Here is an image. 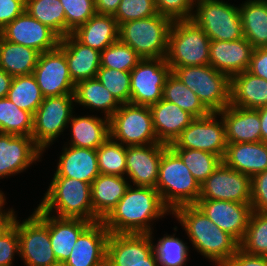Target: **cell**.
<instances>
[{
  "label": "cell",
  "mask_w": 267,
  "mask_h": 266,
  "mask_svg": "<svg viewBox=\"0 0 267 266\" xmlns=\"http://www.w3.org/2000/svg\"><path fill=\"white\" fill-rule=\"evenodd\" d=\"M172 213L163 203L156 188L130 184L124 196L102 220L110 233L150 234L154 220Z\"/></svg>",
  "instance_id": "1"
},
{
  "label": "cell",
  "mask_w": 267,
  "mask_h": 266,
  "mask_svg": "<svg viewBox=\"0 0 267 266\" xmlns=\"http://www.w3.org/2000/svg\"><path fill=\"white\" fill-rule=\"evenodd\" d=\"M184 228L192 246L211 262L227 264L239 242L215 225L196 205H184L172 213Z\"/></svg>",
  "instance_id": "2"
},
{
  "label": "cell",
  "mask_w": 267,
  "mask_h": 266,
  "mask_svg": "<svg viewBox=\"0 0 267 266\" xmlns=\"http://www.w3.org/2000/svg\"><path fill=\"white\" fill-rule=\"evenodd\" d=\"M38 207L49 215L56 212L52 216L58 218L101 221L93 213L91 184L73 178L53 176Z\"/></svg>",
  "instance_id": "3"
},
{
  "label": "cell",
  "mask_w": 267,
  "mask_h": 266,
  "mask_svg": "<svg viewBox=\"0 0 267 266\" xmlns=\"http://www.w3.org/2000/svg\"><path fill=\"white\" fill-rule=\"evenodd\" d=\"M156 189L171 212L184 205H195L200 196L199 183L169 146L163 150Z\"/></svg>",
  "instance_id": "4"
},
{
  "label": "cell",
  "mask_w": 267,
  "mask_h": 266,
  "mask_svg": "<svg viewBox=\"0 0 267 266\" xmlns=\"http://www.w3.org/2000/svg\"><path fill=\"white\" fill-rule=\"evenodd\" d=\"M172 23L170 18L159 13L124 22L119 25V40L130 46L142 59L166 58Z\"/></svg>",
  "instance_id": "5"
},
{
  "label": "cell",
  "mask_w": 267,
  "mask_h": 266,
  "mask_svg": "<svg viewBox=\"0 0 267 266\" xmlns=\"http://www.w3.org/2000/svg\"><path fill=\"white\" fill-rule=\"evenodd\" d=\"M210 39L191 19L173 21L168 40L166 62L172 69L209 65Z\"/></svg>",
  "instance_id": "6"
},
{
  "label": "cell",
  "mask_w": 267,
  "mask_h": 266,
  "mask_svg": "<svg viewBox=\"0 0 267 266\" xmlns=\"http://www.w3.org/2000/svg\"><path fill=\"white\" fill-rule=\"evenodd\" d=\"M171 71L210 112H219L230 105L231 79L210 64L175 67Z\"/></svg>",
  "instance_id": "7"
},
{
  "label": "cell",
  "mask_w": 267,
  "mask_h": 266,
  "mask_svg": "<svg viewBox=\"0 0 267 266\" xmlns=\"http://www.w3.org/2000/svg\"><path fill=\"white\" fill-rule=\"evenodd\" d=\"M34 210L22 222L17 220L16 215L12 221L19 236V257L26 266H52L58 261L51 248L49 214L38 206Z\"/></svg>",
  "instance_id": "8"
},
{
  "label": "cell",
  "mask_w": 267,
  "mask_h": 266,
  "mask_svg": "<svg viewBox=\"0 0 267 266\" xmlns=\"http://www.w3.org/2000/svg\"><path fill=\"white\" fill-rule=\"evenodd\" d=\"M194 21L211 41H233L244 38L239 6L223 0H194Z\"/></svg>",
  "instance_id": "9"
},
{
  "label": "cell",
  "mask_w": 267,
  "mask_h": 266,
  "mask_svg": "<svg viewBox=\"0 0 267 266\" xmlns=\"http://www.w3.org/2000/svg\"><path fill=\"white\" fill-rule=\"evenodd\" d=\"M110 137L124 146L160 143L149 106L121 104L109 118Z\"/></svg>",
  "instance_id": "10"
},
{
  "label": "cell",
  "mask_w": 267,
  "mask_h": 266,
  "mask_svg": "<svg viewBox=\"0 0 267 266\" xmlns=\"http://www.w3.org/2000/svg\"><path fill=\"white\" fill-rule=\"evenodd\" d=\"M74 102V94L45 97L34 113L31 137L43 152L69 127Z\"/></svg>",
  "instance_id": "11"
},
{
  "label": "cell",
  "mask_w": 267,
  "mask_h": 266,
  "mask_svg": "<svg viewBox=\"0 0 267 266\" xmlns=\"http://www.w3.org/2000/svg\"><path fill=\"white\" fill-rule=\"evenodd\" d=\"M217 115L218 112H210L207 116L194 118L168 146L211 152L223 160L228 143L224 122Z\"/></svg>",
  "instance_id": "12"
},
{
  "label": "cell",
  "mask_w": 267,
  "mask_h": 266,
  "mask_svg": "<svg viewBox=\"0 0 267 266\" xmlns=\"http://www.w3.org/2000/svg\"><path fill=\"white\" fill-rule=\"evenodd\" d=\"M152 233H110L106 246V266H159L153 252Z\"/></svg>",
  "instance_id": "13"
},
{
  "label": "cell",
  "mask_w": 267,
  "mask_h": 266,
  "mask_svg": "<svg viewBox=\"0 0 267 266\" xmlns=\"http://www.w3.org/2000/svg\"><path fill=\"white\" fill-rule=\"evenodd\" d=\"M171 73L165 58L141 59L130 72V103L151 106L162 99L163 87Z\"/></svg>",
  "instance_id": "14"
},
{
  "label": "cell",
  "mask_w": 267,
  "mask_h": 266,
  "mask_svg": "<svg viewBox=\"0 0 267 266\" xmlns=\"http://www.w3.org/2000/svg\"><path fill=\"white\" fill-rule=\"evenodd\" d=\"M199 199L251 203V177L222 161L200 185Z\"/></svg>",
  "instance_id": "15"
},
{
  "label": "cell",
  "mask_w": 267,
  "mask_h": 266,
  "mask_svg": "<svg viewBox=\"0 0 267 266\" xmlns=\"http://www.w3.org/2000/svg\"><path fill=\"white\" fill-rule=\"evenodd\" d=\"M32 74L44 98L74 94L75 83L70 77L67 59L58 47L39 55Z\"/></svg>",
  "instance_id": "16"
},
{
  "label": "cell",
  "mask_w": 267,
  "mask_h": 266,
  "mask_svg": "<svg viewBox=\"0 0 267 266\" xmlns=\"http://www.w3.org/2000/svg\"><path fill=\"white\" fill-rule=\"evenodd\" d=\"M0 35L12 43L37 50L40 54L56 49L60 37L48 26L40 23L26 10L7 24Z\"/></svg>",
  "instance_id": "17"
},
{
  "label": "cell",
  "mask_w": 267,
  "mask_h": 266,
  "mask_svg": "<svg viewBox=\"0 0 267 266\" xmlns=\"http://www.w3.org/2000/svg\"><path fill=\"white\" fill-rule=\"evenodd\" d=\"M195 205L215 225L229 233L239 243L243 240L252 213L250 203L198 199Z\"/></svg>",
  "instance_id": "18"
},
{
  "label": "cell",
  "mask_w": 267,
  "mask_h": 266,
  "mask_svg": "<svg viewBox=\"0 0 267 266\" xmlns=\"http://www.w3.org/2000/svg\"><path fill=\"white\" fill-rule=\"evenodd\" d=\"M164 143L126 146V178L133 186L156 188Z\"/></svg>",
  "instance_id": "19"
},
{
  "label": "cell",
  "mask_w": 267,
  "mask_h": 266,
  "mask_svg": "<svg viewBox=\"0 0 267 266\" xmlns=\"http://www.w3.org/2000/svg\"><path fill=\"white\" fill-rule=\"evenodd\" d=\"M42 154L32 137L0 133V179L25 171Z\"/></svg>",
  "instance_id": "20"
},
{
  "label": "cell",
  "mask_w": 267,
  "mask_h": 266,
  "mask_svg": "<svg viewBox=\"0 0 267 266\" xmlns=\"http://www.w3.org/2000/svg\"><path fill=\"white\" fill-rule=\"evenodd\" d=\"M110 232L102 221L91 223L78 237L66 266H106V246Z\"/></svg>",
  "instance_id": "21"
},
{
  "label": "cell",
  "mask_w": 267,
  "mask_h": 266,
  "mask_svg": "<svg viewBox=\"0 0 267 266\" xmlns=\"http://www.w3.org/2000/svg\"><path fill=\"white\" fill-rule=\"evenodd\" d=\"M253 49L245 38L233 41H210L209 64L231 79L248 70Z\"/></svg>",
  "instance_id": "22"
},
{
  "label": "cell",
  "mask_w": 267,
  "mask_h": 266,
  "mask_svg": "<svg viewBox=\"0 0 267 266\" xmlns=\"http://www.w3.org/2000/svg\"><path fill=\"white\" fill-rule=\"evenodd\" d=\"M58 48L65 54L69 74L76 84L95 78L101 67V53L80 43L72 34L60 38Z\"/></svg>",
  "instance_id": "23"
},
{
  "label": "cell",
  "mask_w": 267,
  "mask_h": 266,
  "mask_svg": "<svg viewBox=\"0 0 267 266\" xmlns=\"http://www.w3.org/2000/svg\"><path fill=\"white\" fill-rule=\"evenodd\" d=\"M225 126L227 143H245L261 141V123L259 112L228 105L218 112Z\"/></svg>",
  "instance_id": "24"
},
{
  "label": "cell",
  "mask_w": 267,
  "mask_h": 266,
  "mask_svg": "<svg viewBox=\"0 0 267 266\" xmlns=\"http://www.w3.org/2000/svg\"><path fill=\"white\" fill-rule=\"evenodd\" d=\"M62 149L53 176L73 178L91 184L100 174L97 149L67 146Z\"/></svg>",
  "instance_id": "25"
},
{
  "label": "cell",
  "mask_w": 267,
  "mask_h": 266,
  "mask_svg": "<svg viewBox=\"0 0 267 266\" xmlns=\"http://www.w3.org/2000/svg\"><path fill=\"white\" fill-rule=\"evenodd\" d=\"M149 108L157 139L167 145L173 143L194 119L187 111L164 99L149 106Z\"/></svg>",
  "instance_id": "26"
},
{
  "label": "cell",
  "mask_w": 267,
  "mask_h": 266,
  "mask_svg": "<svg viewBox=\"0 0 267 266\" xmlns=\"http://www.w3.org/2000/svg\"><path fill=\"white\" fill-rule=\"evenodd\" d=\"M222 161L233 170L252 178L267 170V143H228Z\"/></svg>",
  "instance_id": "27"
},
{
  "label": "cell",
  "mask_w": 267,
  "mask_h": 266,
  "mask_svg": "<svg viewBox=\"0 0 267 266\" xmlns=\"http://www.w3.org/2000/svg\"><path fill=\"white\" fill-rule=\"evenodd\" d=\"M71 34L83 45L101 53L119 39V25L112 15L95 13Z\"/></svg>",
  "instance_id": "28"
},
{
  "label": "cell",
  "mask_w": 267,
  "mask_h": 266,
  "mask_svg": "<svg viewBox=\"0 0 267 266\" xmlns=\"http://www.w3.org/2000/svg\"><path fill=\"white\" fill-rule=\"evenodd\" d=\"M123 176L99 174L91 183L93 213L102 221L117 205L130 186Z\"/></svg>",
  "instance_id": "29"
},
{
  "label": "cell",
  "mask_w": 267,
  "mask_h": 266,
  "mask_svg": "<svg viewBox=\"0 0 267 266\" xmlns=\"http://www.w3.org/2000/svg\"><path fill=\"white\" fill-rule=\"evenodd\" d=\"M230 105L244 109H259L267 106V80L248 71L231 78Z\"/></svg>",
  "instance_id": "30"
},
{
  "label": "cell",
  "mask_w": 267,
  "mask_h": 266,
  "mask_svg": "<svg viewBox=\"0 0 267 266\" xmlns=\"http://www.w3.org/2000/svg\"><path fill=\"white\" fill-rule=\"evenodd\" d=\"M71 138L68 146L97 149L109 137V118L94 115L74 116L69 121Z\"/></svg>",
  "instance_id": "31"
},
{
  "label": "cell",
  "mask_w": 267,
  "mask_h": 266,
  "mask_svg": "<svg viewBox=\"0 0 267 266\" xmlns=\"http://www.w3.org/2000/svg\"><path fill=\"white\" fill-rule=\"evenodd\" d=\"M92 222L83 219L58 218L49 215V235L51 248L58 263H64L80 234Z\"/></svg>",
  "instance_id": "32"
},
{
  "label": "cell",
  "mask_w": 267,
  "mask_h": 266,
  "mask_svg": "<svg viewBox=\"0 0 267 266\" xmlns=\"http://www.w3.org/2000/svg\"><path fill=\"white\" fill-rule=\"evenodd\" d=\"M241 6V7H240ZM239 6L244 38L255 48L267 47V0H246Z\"/></svg>",
  "instance_id": "33"
},
{
  "label": "cell",
  "mask_w": 267,
  "mask_h": 266,
  "mask_svg": "<svg viewBox=\"0 0 267 266\" xmlns=\"http://www.w3.org/2000/svg\"><path fill=\"white\" fill-rule=\"evenodd\" d=\"M74 98L75 103L92 110H101L107 118H110L121 105L96 78L77 82Z\"/></svg>",
  "instance_id": "34"
},
{
  "label": "cell",
  "mask_w": 267,
  "mask_h": 266,
  "mask_svg": "<svg viewBox=\"0 0 267 266\" xmlns=\"http://www.w3.org/2000/svg\"><path fill=\"white\" fill-rule=\"evenodd\" d=\"M39 55L37 50L12 43L0 35V69L12 77L32 74Z\"/></svg>",
  "instance_id": "35"
},
{
  "label": "cell",
  "mask_w": 267,
  "mask_h": 266,
  "mask_svg": "<svg viewBox=\"0 0 267 266\" xmlns=\"http://www.w3.org/2000/svg\"><path fill=\"white\" fill-rule=\"evenodd\" d=\"M162 99L178 105L194 118L204 117L210 113L198 96L182 83L172 71L166 78Z\"/></svg>",
  "instance_id": "36"
},
{
  "label": "cell",
  "mask_w": 267,
  "mask_h": 266,
  "mask_svg": "<svg viewBox=\"0 0 267 266\" xmlns=\"http://www.w3.org/2000/svg\"><path fill=\"white\" fill-rule=\"evenodd\" d=\"M7 98L32 115L44 99L33 74L13 77Z\"/></svg>",
  "instance_id": "37"
},
{
  "label": "cell",
  "mask_w": 267,
  "mask_h": 266,
  "mask_svg": "<svg viewBox=\"0 0 267 266\" xmlns=\"http://www.w3.org/2000/svg\"><path fill=\"white\" fill-rule=\"evenodd\" d=\"M25 10L60 38L66 36V18L60 0H26Z\"/></svg>",
  "instance_id": "38"
},
{
  "label": "cell",
  "mask_w": 267,
  "mask_h": 266,
  "mask_svg": "<svg viewBox=\"0 0 267 266\" xmlns=\"http://www.w3.org/2000/svg\"><path fill=\"white\" fill-rule=\"evenodd\" d=\"M0 133L31 137L33 115L18 108L7 97L0 99Z\"/></svg>",
  "instance_id": "39"
},
{
  "label": "cell",
  "mask_w": 267,
  "mask_h": 266,
  "mask_svg": "<svg viewBox=\"0 0 267 266\" xmlns=\"http://www.w3.org/2000/svg\"><path fill=\"white\" fill-rule=\"evenodd\" d=\"M184 162L195 180L201 185L220 165L222 159L207 151L171 148Z\"/></svg>",
  "instance_id": "40"
},
{
  "label": "cell",
  "mask_w": 267,
  "mask_h": 266,
  "mask_svg": "<svg viewBox=\"0 0 267 266\" xmlns=\"http://www.w3.org/2000/svg\"><path fill=\"white\" fill-rule=\"evenodd\" d=\"M100 174L126 176V146L109 137L97 148Z\"/></svg>",
  "instance_id": "41"
},
{
  "label": "cell",
  "mask_w": 267,
  "mask_h": 266,
  "mask_svg": "<svg viewBox=\"0 0 267 266\" xmlns=\"http://www.w3.org/2000/svg\"><path fill=\"white\" fill-rule=\"evenodd\" d=\"M239 248L251 255L267 256V213L252 211Z\"/></svg>",
  "instance_id": "42"
},
{
  "label": "cell",
  "mask_w": 267,
  "mask_h": 266,
  "mask_svg": "<svg viewBox=\"0 0 267 266\" xmlns=\"http://www.w3.org/2000/svg\"><path fill=\"white\" fill-rule=\"evenodd\" d=\"M165 235L156 243H152L153 252L159 266H184L189 260V246L180 238Z\"/></svg>",
  "instance_id": "43"
},
{
  "label": "cell",
  "mask_w": 267,
  "mask_h": 266,
  "mask_svg": "<svg viewBox=\"0 0 267 266\" xmlns=\"http://www.w3.org/2000/svg\"><path fill=\"white\" fill-rule=\"evenodd\" d=\"M142 58L119 39L101 52V67L131 72Z\"/></svg>",
  "instance_id": "44"
},
{
  "label": "cell",
  "mask_w": 267,
  "mask_h": 266,
  "mask_svg": "<svg viewBox=\"0 0 267 266\" xmlns=\"http://www.w3.org/2000/svg\"><path fill=\"white\" fill-rule=\"evenodd\" d=\"M95 78L120 104L130 103V72L100 67Z\"/></svg>",
  "instance_id": "45"
},
{
  "label": "cell",
  "mask_w": 267,
  "mask_h": 266,
  "mask_svg": "<svg viewBox=\"0 0 267 266\" xmlns=\"http://www.w3.org/2000/svg\"><path fill=\"white\" fill-rule=\"evenodd\" d=\"M66 18V36L86 23L95 13L94 0H60Z\"/></svg>",
  "instance_id": "46"
},
{
  "label": "cell",
  "mask_w": 267,
  "mask_h": 266,
  "mask_svg": "<svg viewBox=\"0 0 267 266\" xmlns=\"http://www.w3.org/2000/svg\"><path fill=\"white\" fill-rule=\"evenodd\" d=\"M157 14L154 0H121L114 14L118 25Z\"/></svg>",
  "instance_id": "47"
},
{
  "label": "cell",
  "mask_w": 267,
  "mask_h": 266,
  "mask_svg": "<svg viewBox=\"0 0 267 266\" xmlns=\"http://www.w3.org/2000/svg\"><path fill=\"white\" fill-rule=\"evenodd\" d=\"M157 13L172 21L188 20L194 13V0H154Z\"/></svg>",
  "instance_id": "48"
},
{
  "label": "cell",
  "mask_w": 267,
  "mask_h": 266,
  "mask_svg": "<svg viewBox=\"0 0 267 266\" xmlns=\"http://www.w3.org/2000/svg\"><path fill=\"white\" fill-rule=\"evenodd\" d=\"M15 253H20L19 236L17 228L11 223L0 234V266H12Z\"/></svg>",
  "instance_id": "49"
},
{
  "label": "cell",
  "mask_w": 267,
  "mask_h": 266,
  "mask_svg": "<svg viewBox=\"0 0 267 266\" xmlns=\"http://www.w3.org/2000/svg\"><path fill=\"white\" fill-rule=\"evenodd\" d=\"M251 207L257 213H267V170L251 178Z\"/></svg>",
  "instance_id": "50"
},
{
  "label": "cell",
  "mask_w": 267,
  "mask_h": 266,
  "mask_svg": "<svg viewBox=\"0 0 267 266\" xmlns=\"http://www.w3.org/2000/svg\"><path fill=\"white\" fill-rule=\"evenodd\" d=\"M26 0H0V31L25 11Z\"/></svg>",
  "instance_id": "51"
},
{
  "label": "cell",
  "mask_w": 267,
  "mask_h": 266,
  "mask_svg": "<svg viewBox=\"0 0 267 266\" xmlns=\"http://www.w3.org/2000/svg\"><path fill=\"white\" fill-rule=\"evenodd\" d=\"M247 71L256 77L267 80V47L253 49Z\"/></svg>",
  "instance_id": "52"
},
{
  "label": "cell",
  "mask_w": 267,
  "mask_h": 266,
  "mask_svg": "<svg viewBox=\"0 0 267 266\" xmlns=\"http://www.w3.org/2000/svg\"><path fill=\"white\" fill-rule=\"evenodd\" d=\"M228 266H267V256L251 255L238 249L227 263Z\"/></svg>",
  "instance_id": "53"
},
{
  "label": "cell",
  "mask_w": 267,
  "mask_h": 266,
  "mask_svg": "<svg viewBox=\"0 0 267 266\" xmlns=\"http://www.w3.org/2000/svg\"><path fill=\"white\" fill-rule=\"evenodd\" d=\"M94 2L96 13L114 16L121 0H94Z\"/></svg>",
  "instance_id": "54"
},
{
  "label": "cell",
  "mask_w": 267,
  "mask_h": 266,
  "mask_svg": "<svg viewBox=\"0 0 267 266\" xmlns=\"http://www.w3.org/2000/svg\"><path fill=\"white\" fill-rule=\"evenodd\" d=\"M4 206L0 209V234L12 223L15 216L13 208L4 209Z\"/></svg>",
  "instance_id": "55"
},
{
  "label": "cell",
  "mask_w": 267,
  "mask_h": 266,
  "mask_svg": "<svg viewBox=\"0 0 267 266\" xmlns=\"http://www.w3.org/2000/svg\"><path fill=\"white\" fill-rule=\"evenodd\" d=\"M12 79L11 75L0 69V99L7 97Z\"/></svg>",
  "instance_id": "56"
},
{
  "label": "cell",
  "mask_w": 267,
  "mask_h": 266,
  "mask_svg": "<svg viewBox=\"0 0 267 266\" xmlns=\"http://www.w3.org/2000/svg\"><path fill=\"white\" fill-rule=\"evenodd\" d=\"M260 117L261 141L267 143V106L256 109Z\"/></svg>",
  "instance_id": "57"
},
{
  "label": "cell",
  "mask_w": 267,
  "mask_h": 266,
  "mask_svg": "<svg viewBox=\"0 0 267 266\" xmlns=\"http://www.w3.org/2000/svg\"><path fill=\"white\" fill-rule=\"evenodd\" d=\"M6 197L4 193L0 190V209L5 205Z\"/></svg>",
  "instance_id": "58"
},
{
  "label": "cell",
  "mask_w": 267,
  "mask_h": 266,
  "mask_svg": "<svg viewBox=\"0 0 267 266\" xmlns=\"http://www.w3.org/2000/svg\"><path fill=\"white\" fill-rule=\"evenodd\" d=\"M52 266H66L64 263H57V264H54Z\"/></svg>",
  "instance_id": "59"
},
{
  "label": "cell",
  "mask_w": 267,
  "mask_h": 266,
  "mask_svg": "<svg viewBox=\"0 0 267 266\" xmlns=\"http://www.w3.org/2000/svg\"><path fill=\"white\" fill-rule=\"evenodd\" d=\"M216 266H228L227 264H218Z\"/></svg>",
  "instance_id": "60"
}]
</instances>
